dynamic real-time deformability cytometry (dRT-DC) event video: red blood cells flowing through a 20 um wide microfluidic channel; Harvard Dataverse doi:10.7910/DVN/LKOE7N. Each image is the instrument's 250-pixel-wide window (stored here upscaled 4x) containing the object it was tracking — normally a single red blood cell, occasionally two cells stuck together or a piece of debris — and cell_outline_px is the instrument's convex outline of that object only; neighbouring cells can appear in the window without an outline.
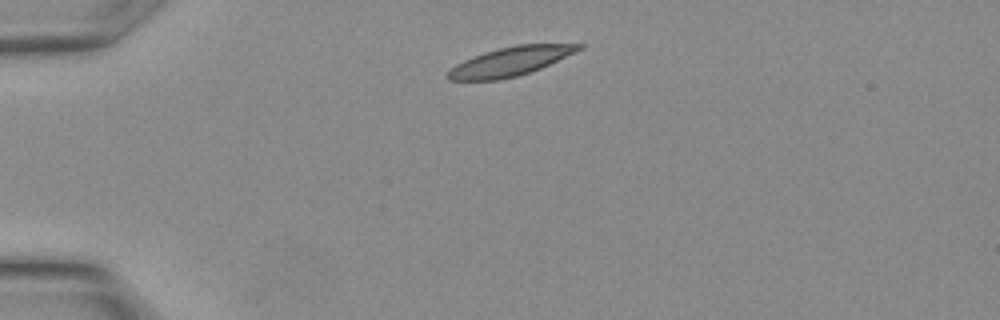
{"species": "Egyptian fruit bat (a non-hibernating species)", "species_latin": "Rousettus aegyptiacus", "temperature_condition": "warm", "stored_images_in_passage": 9, "camera_frame_rate_fps": 3000, "um_per_image_px": 0.085, "animal": {"sex": "female"}, "frame": {"image": 1, "passage_image": 1, "time_ms": 0.0, "image_size_px": [1000, 320], "cell_outline_px": [[584, 48], [540, 68], [516, 76], [496, 80], [448, 80], [444, 76], [456, 64], [472, 56], [484, 52], [516, 44], [584, 44]], "centroid_in_image_um": [43.35, 5.22], "position_along_channel_um": 41.7, "area_um2": 21.79}}
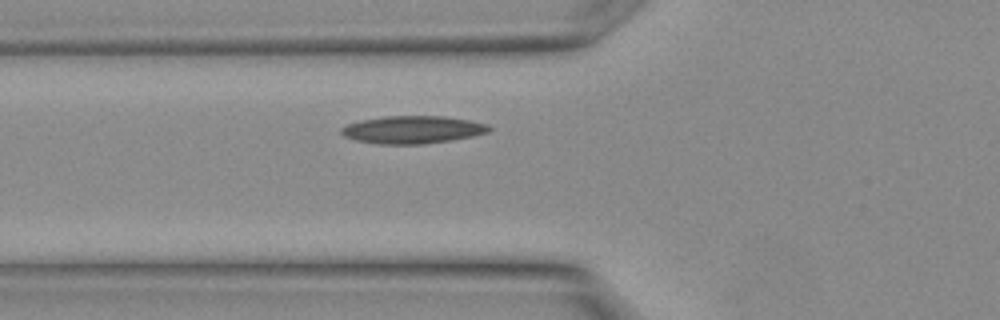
{"frame": {"image": 2, "passage_image": 5, "time_ms": 1.333, "image_size_px": [1000, 320], "cell_outline_px": [[492, 128], [488, 132], [472, 136], [448, 140], [420, 144], [380, 144], [356, 140], [344, 136], [340, 132], [340, 128], [348, 124], [360, 120], [388, 116], [444, 116], [468, 120], [488, 124]], "centroid_in_image_um": [35.05, 11.01], "position_along_channel_um": 90.7, "area_um2": 23.58}}
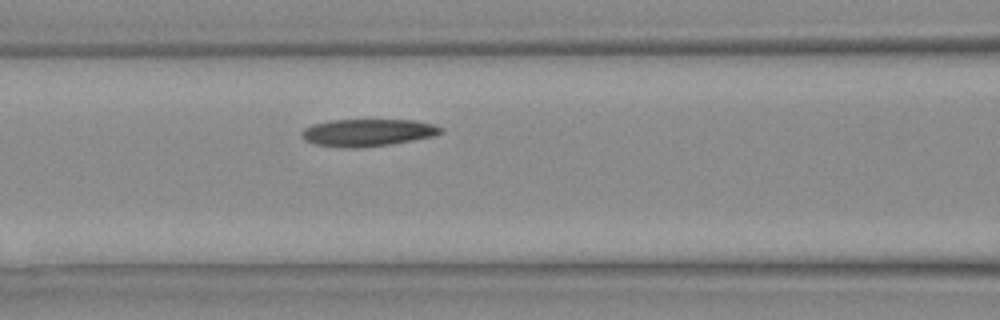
{"frame": {"image": 3, "passage_image": 7, "time_ms": 2.0, "image_size_px": [1000, 320], "cell_outline_px": [[444, 132], [436, 136], [388, 144], [356, 148], [348, 148], [316, 144], [308, 140], [300, 132], [304, 128], [312, 124], [328, 120], [416, 120], [436, 124], [444, 128]], "centroid_in_image_um": [31.33, 11.25], "position_along_channel_um": 135.3, "area_um2": 22.08}}